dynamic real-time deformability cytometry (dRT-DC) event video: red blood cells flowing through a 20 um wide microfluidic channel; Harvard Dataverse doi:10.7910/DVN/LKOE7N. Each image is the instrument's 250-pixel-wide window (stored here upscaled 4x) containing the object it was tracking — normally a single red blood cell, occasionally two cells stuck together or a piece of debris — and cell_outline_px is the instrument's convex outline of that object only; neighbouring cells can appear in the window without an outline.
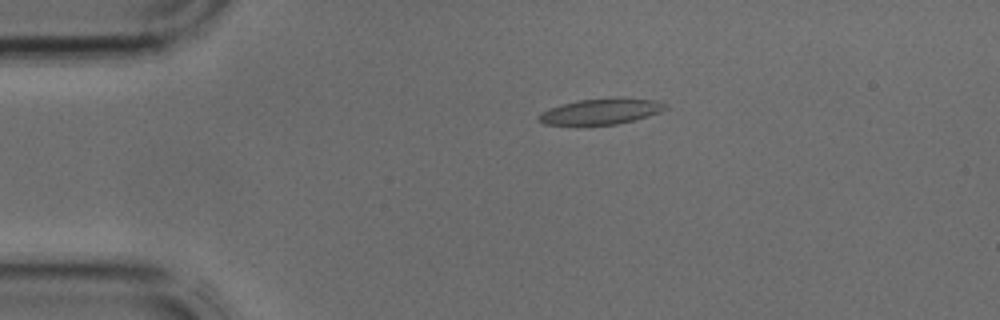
{"species": "common noctule bat (a hibernating species)", "species_latin": "Nyctalus noctula", "temperature_condition": "cold", "stored_images_in_passage": 3, "camera_frame_rate_fps": 3000, "um_per_image_px": 0.085, "animal": {"sex": "male", "body_mass_g": 17.9, "forearm_length_mm": 54.2}, "frame": {"image": 1, "passage_image": 1, "time_ms": 0.0, "image_size_px": [1000, 320], "cell_outline_px": [[668, 108], [660, 112], [636, 120], [616, 124], [544, 124], [536, 120], [536, 116], [540, 112], [564, 104], [580, 100], [656, 100], [668, 104]], "centroid_in_image_um": [51.06, 9.51], "position_along_channel_um": 33.9, "area_um2": 18.09}}